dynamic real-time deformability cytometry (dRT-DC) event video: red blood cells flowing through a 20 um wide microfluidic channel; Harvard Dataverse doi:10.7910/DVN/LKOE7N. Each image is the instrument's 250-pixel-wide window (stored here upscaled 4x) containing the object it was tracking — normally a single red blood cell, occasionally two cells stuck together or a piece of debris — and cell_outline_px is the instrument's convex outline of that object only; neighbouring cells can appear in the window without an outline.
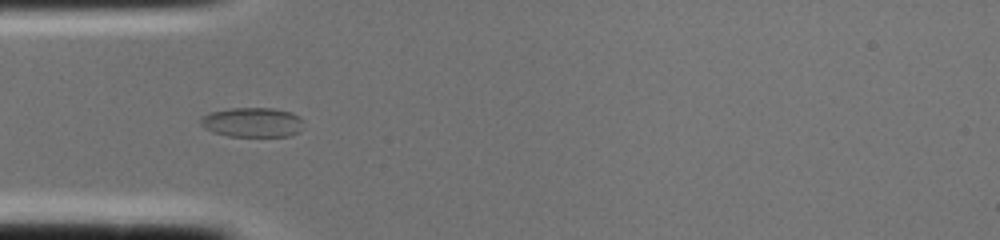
{"species": "common noctule bat (a hibernating species)", "species_latin": "Nyctalus noctula", "temperature_condition": "cold", "stored_images_in_passage": 2, "camera_frame_rate_fps": 3000, "um_per_image_px": 0.085, "animal": {"sex": "female", "body_mass_g": 22.0, "forearm_length_mm": 56.7}, "frame": {"image": 1, "passage_image": 2, "time_ms": 0.333, "image_size_px": [1000, 240], "cell_outline_px": [[304, 120], [300, 128], [292, 136], [228, 136], [212, 132], [204, 128], [200, 124], [200, 116], [208, 112], [232, 108], [272, 108], [292, 112], [300, 116]], "centroid_in_image_um": [21.42, 10.39], "position_along_channel_um": 63.6, "area_um2": 17.98}}